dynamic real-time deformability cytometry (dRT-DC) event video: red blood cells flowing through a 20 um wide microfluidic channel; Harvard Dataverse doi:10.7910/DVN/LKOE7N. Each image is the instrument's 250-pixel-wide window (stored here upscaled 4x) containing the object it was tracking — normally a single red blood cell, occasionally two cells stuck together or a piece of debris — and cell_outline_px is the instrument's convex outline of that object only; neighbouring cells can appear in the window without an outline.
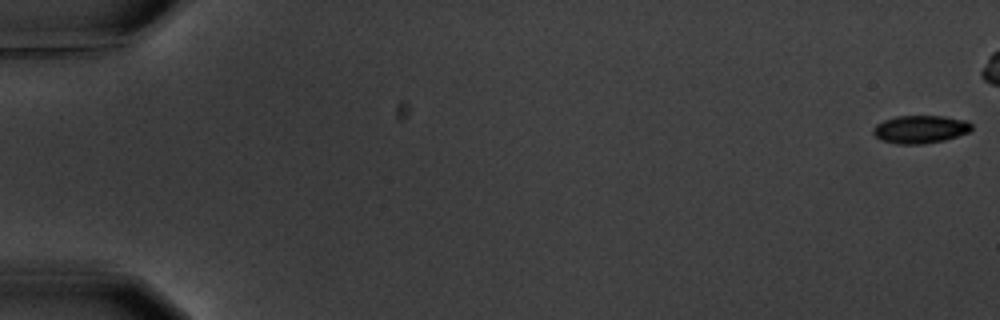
{"species": "common noctule bat (a hibernating species)", "species_latin": "Nyctalus noctula", "temperature_condition": "warm", "stored_images_in_passage": 16, "segment_of_instrument_passage": [1, 2], "camera_frame_rate_fps": 3000, "um_per_image_px": 0.085, "animal": {"sex": "male", "body_mass_g": 20.1, "forearm_length_mm": 53.5}, "frame": {"image": 1, "passage_image": 1, "time_ms": 0.0, "image_size_px": [1000, 320], "cell_outline_px": [[972, 128], [968, 132], [944, 140], [920, 144], [896, 144], [880, 140], [872, 132], [872, 128], [876, 124], [884, 120], [896, 116], [944, 116], [968, 120], [972, 124]], "centroid_in_image_um": [78.2, 10.98], "position_along_channel_um": 6.8, "area_um2": 16.07}}